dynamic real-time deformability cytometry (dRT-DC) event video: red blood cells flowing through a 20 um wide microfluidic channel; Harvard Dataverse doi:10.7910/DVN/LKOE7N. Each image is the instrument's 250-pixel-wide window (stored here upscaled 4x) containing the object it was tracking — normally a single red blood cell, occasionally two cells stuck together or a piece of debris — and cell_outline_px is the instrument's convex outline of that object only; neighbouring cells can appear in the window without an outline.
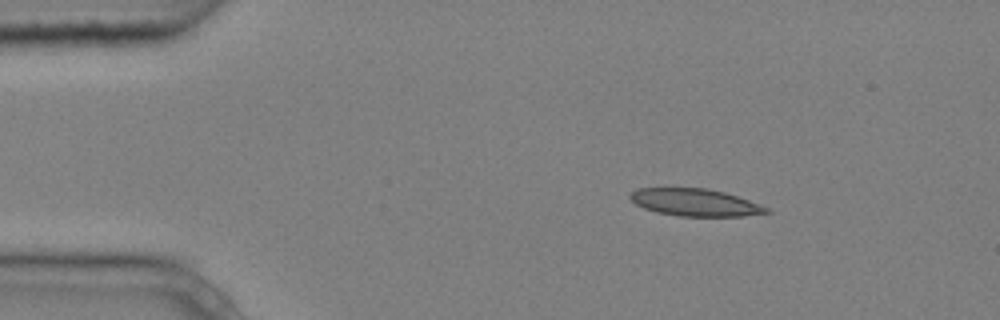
{"species": "common noctule bat (a hibernating species)", "species_latin": "Nyctalus noctula", "temperature_condition": "cold", "stored_images_in_passage": 4, "camera_frame_rate_fps": 3000, "um_per_image_px": 0.085, "animal": {"sex": "male", "body_mass_g": 20.4}, "frame": {"image": 1, "passage_image": 1, "time_ms": 0.0, "image_size_px": [1000, 320], "cell_outline_px": [[772, 212], [744, 216], [680, 216], [656, 212], [644, 208], [636, 204], [628, 196], [636, 188], [708, 188], [724, 192], [760, 204], [768, 208]], "centroid_in_image_um": [59.08, 17.2], "position_along_channel_um": 25.9, "area_um2": 21.62}}
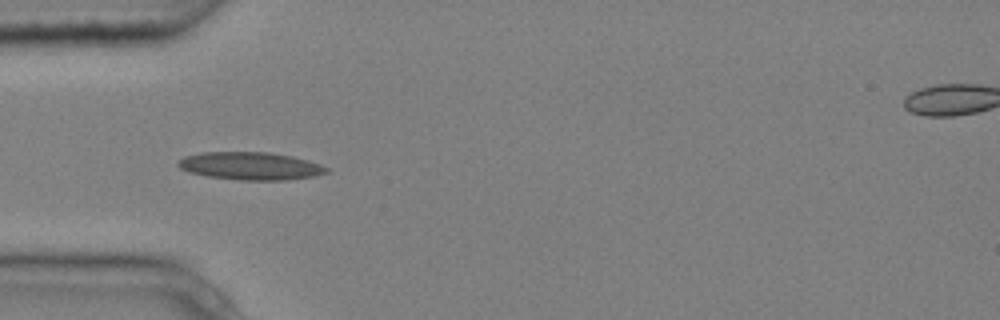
{"frame": {"image": 2, "passage_image": 3, "time_ms": 0.667, "image_size_px": [1000, 320], "cell_outline_px": [[328, 172], [312, 176], [288, 180], [240, 180], [208, 176], [188, 172], [180, 168], [176, 164], [176, 160], [184, 156], [200, 152], [268, 152], [292, 156], [308, 160], [320, 164], [328, 168]], "centroid_in_image_um": [21.24, 14.1], "position_along_channel_um": 63.8, "area_um2": 24.1}}
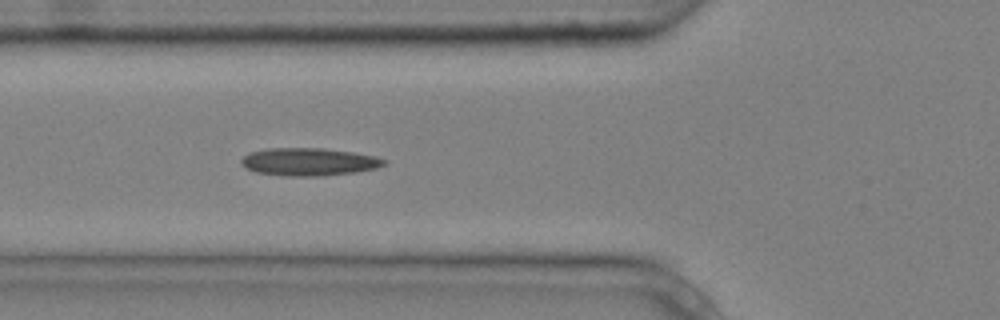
{"frame": {"image": 3, "passage_image": 4, "time_ms": 1.0, "image_size_px": [1000, 320], "cell_outline_px": [[388, 164], [376, 168], [356, 172], [324, 176], [284, 176], [256, 172], [240, 164], [240, 160], [244, 156], [252, 152], [268, 148], [324, 148], [352, 152], [376, 156], [388, 160]], "centroid_in_image_um": [26.31, 13.76], "position_along_channel_um": 99.5, "area_um2": 23.24}}